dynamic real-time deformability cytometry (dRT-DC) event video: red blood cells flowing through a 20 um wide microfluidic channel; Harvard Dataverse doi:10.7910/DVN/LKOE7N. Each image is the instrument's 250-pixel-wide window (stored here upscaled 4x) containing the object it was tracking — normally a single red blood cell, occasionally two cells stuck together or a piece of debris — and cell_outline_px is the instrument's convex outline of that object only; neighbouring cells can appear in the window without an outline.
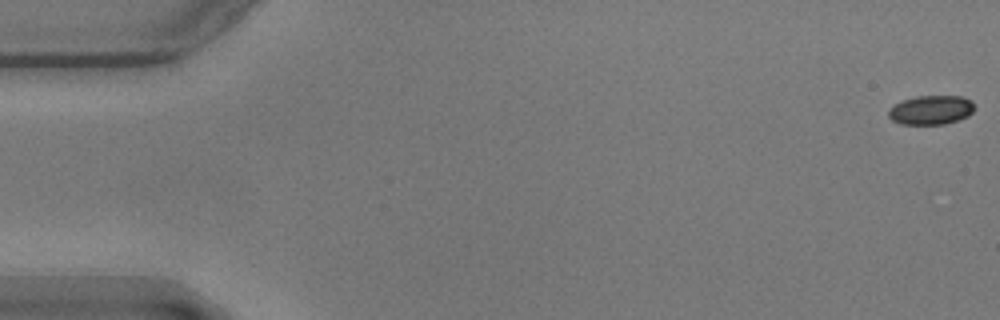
{"species": "common noctule bat (a hibernating species)", "species_latin": "Nyctalus noctula", "temperature_condition": "warm", "stored_images_in_passage": 57, "camera_frame_rate_fps": 3000, "um_per_image_px": 0.085, "animal": {"sex": "male", "body_mass_g": 17.9}, "frame": {"image": 1, "passage_image": 1, "time_ms": 0.0, "image_size_px": [1000, 320], "cell_outline_px": [[976, 108], [968, 116], [944, 124], [900, 124], [892, 120], [888, 116], [888, 112], [896, 104], [904, 100], [916, 96], [964, 96], [972, 100]], "centroid_in_image_um": [79.18, 9.34], "position_along_channel_um": 5.8, "area_um2": 14.57}}
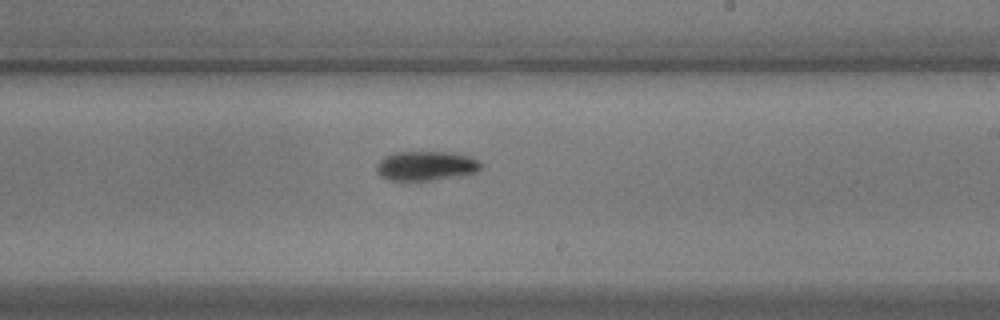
{"frame": {"image": 2, "passage_image": 34, "time_ms": 11.0, "image_size_px": [1000, 320], "cell_outline_px": [[480, 168], [476, 172], [432, 180], [392, 180], [380, 176], [376, 172], [376, 164], [384, 156], [396, 152], [448, 152], [468, 156], [476, 160], [480, 164]], "centroid_in_image_um": [36.14, 14.09], "position_along_channel_um": 252.9, "area_um2": 17.57}}
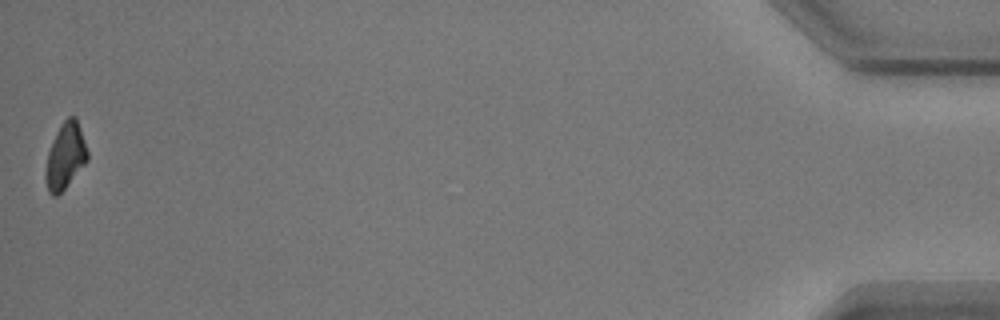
{"frame": {"image": 3, "passage_image": 57, "time_ms": 18.667, "image_size_px": [1000, 320], "cell_outline_px": [[88, 160], [64, 188], [56, 196], [52, 196], [48, 192], [44, 176], [44, 172], [48, 152], [52, 140], [60, 124], [68, 116], [76, 116], [88, 152]], "centroid_in_image_um": [5.53, 13.25], "position_along_channel_um": 429.7, "area_um2": 16.07}, "authors_computed_cell_mechanics": {"area_um2": 16.7042, "velocity_mm_per_s": 3.5591, "shape_relaxation_time_tau1_ms": 2.7245, "shape_relaxation_time_tau2_ms": null, "deformation_change_tau1": 0.1691, "deformation_change_tau2": null}}